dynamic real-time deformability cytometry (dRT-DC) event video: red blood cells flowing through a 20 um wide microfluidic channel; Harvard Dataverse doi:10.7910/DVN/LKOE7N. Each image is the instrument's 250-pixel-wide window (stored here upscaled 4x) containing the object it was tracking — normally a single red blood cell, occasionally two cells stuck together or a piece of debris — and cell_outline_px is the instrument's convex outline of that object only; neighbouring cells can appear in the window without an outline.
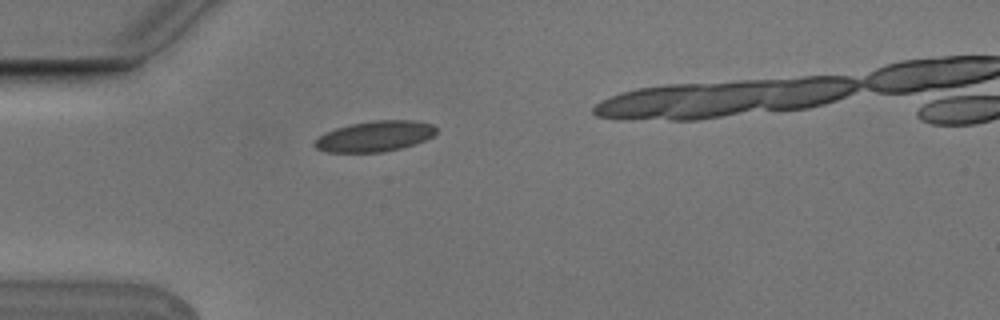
{"species": "Egyptian fruit bat (a non-hibernating species)", "species_latin": "Rousettus aegyptiacus", "temperature_condition": "cold", "stored_images_in_passage": 2, "camera_frame_rate_fps": 3000, "um_per_image_px": 0.085, "animal": {"sex": "male"}, "frame": {"image": 1, "passage_image": 1, "time_ms": 0.0, "image_size_px": [1000, 320], "cell_outline_px": [[436, 132], [432, 136], [424, 140], [400, 148], [384, 152], [328, 152], [316, 148], [312, 144], [320, 136], [336, 128], [352, 124], [376, 120], [412, 120], [432, 124], [436, 128]], "centroid_in_image_um": [31.86, 11.58], "position_along_channel_um": 53.1, "area_um2": 21.33}}